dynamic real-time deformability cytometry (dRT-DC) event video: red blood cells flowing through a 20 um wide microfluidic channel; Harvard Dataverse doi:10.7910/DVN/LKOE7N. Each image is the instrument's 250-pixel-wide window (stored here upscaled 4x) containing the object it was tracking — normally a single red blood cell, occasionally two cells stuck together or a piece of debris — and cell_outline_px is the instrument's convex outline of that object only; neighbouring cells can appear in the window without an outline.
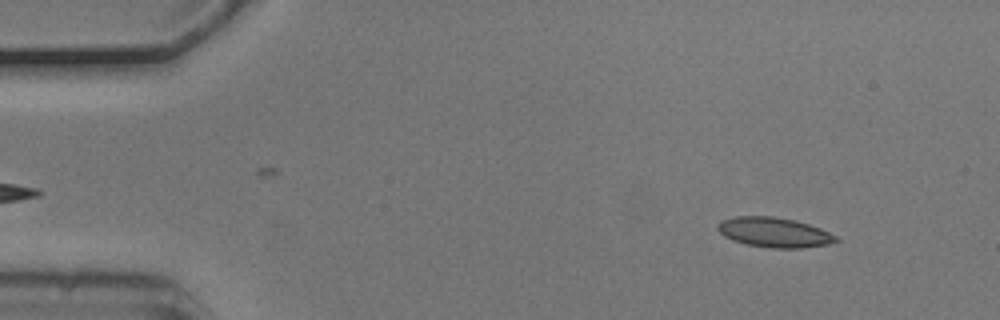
{"species": "common noctule bat (a hibernating species)", "species_latin": "Nyctalus noctula", "temperature_condition": "cold", "stored_images_in_passage": 45, "camera_frame_rate_fps": 3000, "um_per_image_px": 0.085, "animal": {"sex": "male", "body_mass_g": 20.5, "forearm_length_mm": 52.5}, "frame": {"image": 1, "passage_image": 5, "time_ms": 1.333, "image_size_px": [1000, 320], "cell_outline_px": [[840, 240], [828, 244], [800, 248], [772, 248], [748, 244], [732, 240], [724, 236], [716, 228], [716, 224], [720, 220], [736, 216], [772, 216], [796, 220], [820, 228], [836, 236]], "centroid_in_image_um": [65.78, 19.74], "position_along_channel_um": 19.2, "area_um2": 20.58}}
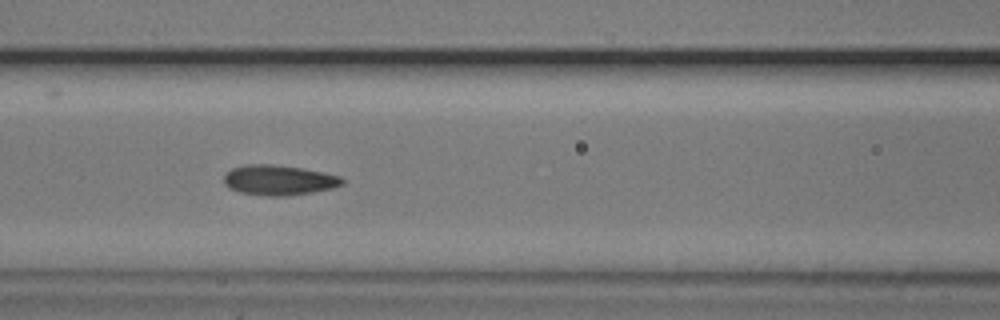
{"frame": {"image": 2, "passage_image": 22, "time_ms": 7.0, "image_size_px": [1000, 320], "cell_outline_px": [[344, 184], [332, 188], [312, 192], [288, 196], [264, 196], [240, 192], [228, 188], [224, 184], [224, 176], [232, 168], [244, 164], [272, 164], [300, 168], [340, 176], [344, 180]], "centroid_in_image_um": [23.67, 15.32], "position_along_channel_um": 142.9, "area_um2": 20.75}}
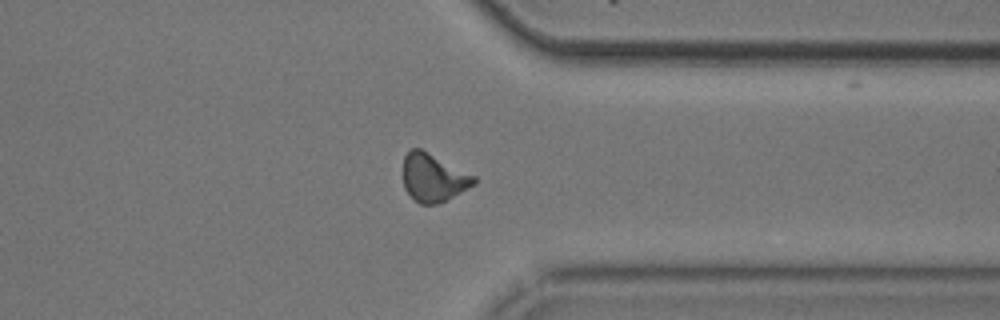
{"frame": {"image": 3, "passage_image": 41, "time_ms": 13.333, "image_size_px": [1000, 320], "cell_outline_px": [[476, 184], [436, 204], [420, 204], [404, 188], [404, 156], [412, 148], [420, 148], [476, 176]], "centroid_in_image_um": [36.84, 15.09], "position_along_channel_um": 374.6, "area_um2": 19.42}, "authors_computed_cell_mechanics": {"area_um2": 19.8254, "velocity_mm_per_s": 3.7123, "shape_relaxation_time_tau1_ms": null, "shape_relaxation_time_tau2_ms": 2.6124, "deformation_change_tau1": null, "deformation_change_tau2": 0.0704}}